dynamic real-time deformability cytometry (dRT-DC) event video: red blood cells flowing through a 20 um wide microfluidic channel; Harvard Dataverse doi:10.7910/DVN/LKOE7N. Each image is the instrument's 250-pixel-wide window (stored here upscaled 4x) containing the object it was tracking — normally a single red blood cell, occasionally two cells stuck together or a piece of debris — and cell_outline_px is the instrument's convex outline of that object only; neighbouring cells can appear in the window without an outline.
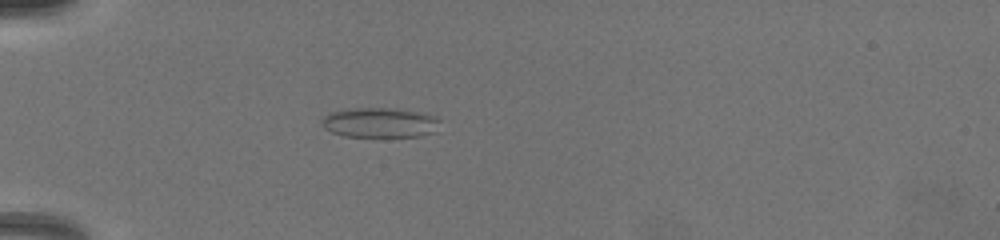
{"species": "common noctule bat (a hibernating species)", "species_latin": "Nyctalus noctula", "temperature_condition": "warm", "stored_images_in_passage": 31, "camera_frame_rate_fps": 3000, "um_per_image_px": 0.085, "animal": {"sex": "female", "body_mass_g": 19.5, "forearm_length_mm": 54.1}, "frame": {"image": 1, "passage_image": 1, "time_ms": 0.0, "image_size_px": [1000, 240], "cell_outline_px": [[440, 120], [432, 132], [420, 136], [344, 136], [332, 132], [324, 128], [320, 124], [320, 120], [324, 116], [332, 112], [352, 108], [396, 108], [436, 116]], "centroid_in_image_um": [32.23, 10.41], "position_along_channel_um": 52.8, "area_um2": 20.35}}
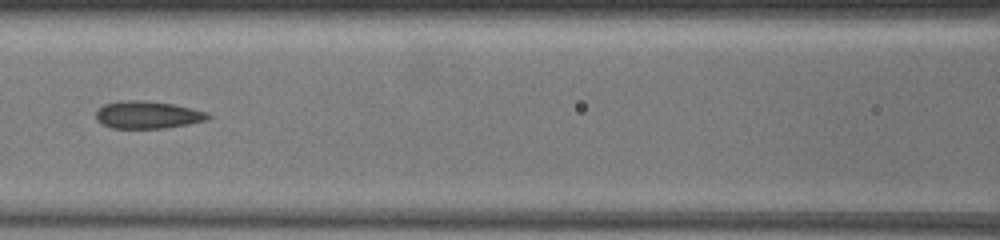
{"frame": {"image": 2, "passage_image": 11, "time_ms": 3.0, "image_size_px": [1000, 240], "cell_outline_px": [[212, 116], [204, 120], [188, 124], [160, 128], [112, 128], [96, 120], [96, 112], [104, 104], [120, 100], [144, 100], [172, 104], [204, 112]], "centroid_in_image_um": [12.48, 9.75], "position_along_channel_um": 154.1, "area_um2": 17.57}}
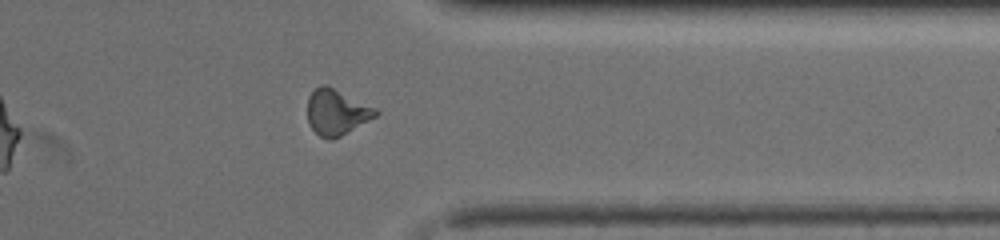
{"frame": {"image": 3, "passage_image": 29, "time_ms": 8.667, "image_size_px": [1000, 240], "cell_outline_px": [[380, 112], [376, 116], [340, 136], [332, 140], [320, 136], [308, 124], [308, 96], [320, 84], [328, 84], [376, 108]], "centroid_in_image_um": [28.6, 9.5], "position_along_channel_um": 382.8, "area_um2": 18.15}, "authors_computed_cell_mechanics": {"area_um2": 17.629, "velocity_mm_per_s": 4.0898, "shape_relaxation_time_tau1_ms": null, "shape_relaxation_time_tau2_ms": 1.6977, "deformation_change_tau1": null, "deformation_change_tau2": 0.1031}}